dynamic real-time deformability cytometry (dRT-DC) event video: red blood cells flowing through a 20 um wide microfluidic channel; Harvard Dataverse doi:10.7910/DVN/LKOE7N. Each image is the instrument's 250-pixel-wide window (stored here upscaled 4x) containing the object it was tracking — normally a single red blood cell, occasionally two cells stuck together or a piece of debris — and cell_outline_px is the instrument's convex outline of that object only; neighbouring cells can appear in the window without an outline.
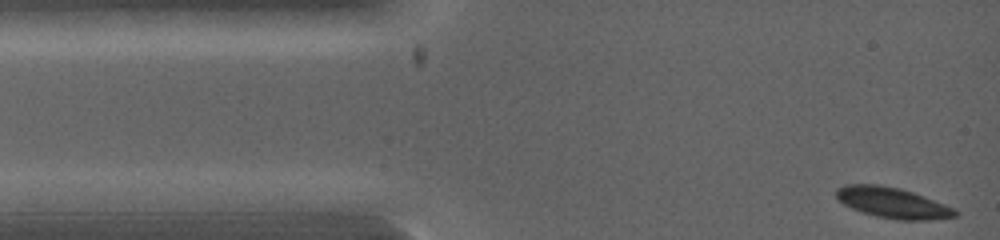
{"species": "common noctule bat (a hibernating species)", "species_latin": "Nyctalus noctula", "temperature_condition": "warm", "stored_images_in_passage": 4, "camera_frame_rate_fps": 5000, "um_per_image_px": 0.085, "animal": {"sex": "female", "body_mass_g": 19.0, "forearm_length_mm": 53.3}, "frame": {"image": 1, "passage_image": 1, "time_ms": 0.0, "image_size_px": [1000, 240], "cell_outline_px": [[960, 212], [956, 216], [928, 220], [896, 220], [876, 216], [852, 208], [844, 204], [836, 196], [836, 188], [844, 184], [876, 184], [900, 188], [924, 196], [944, 204]], "centroid_in_image_um": [75.86, 17.23], "position_along_channel_um": 9.1, "area_um2": 21.1}}